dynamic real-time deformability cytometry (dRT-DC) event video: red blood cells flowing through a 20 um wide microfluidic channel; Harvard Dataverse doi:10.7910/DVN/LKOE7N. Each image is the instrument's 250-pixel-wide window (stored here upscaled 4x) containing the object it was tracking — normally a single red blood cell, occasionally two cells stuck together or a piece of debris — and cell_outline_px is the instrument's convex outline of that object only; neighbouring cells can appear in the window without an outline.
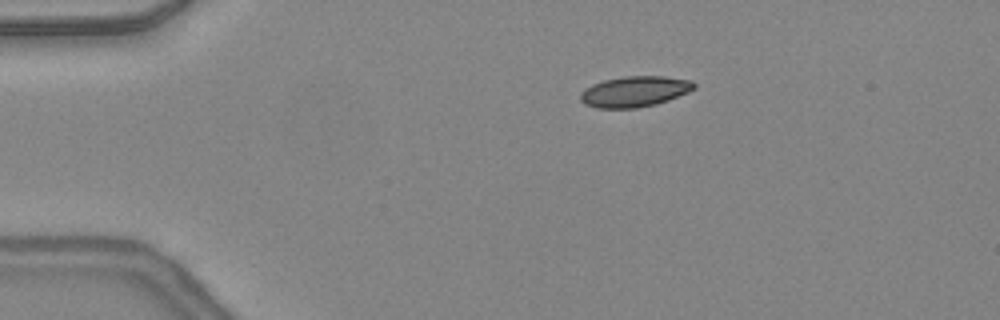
{"species": "common noctule bat (a hibernating species)", "species_latin": "Nyctalus noctula", "temperature_condition": "warm", "stored_images_in_passage": 39, "camera_frame_rate_fps": 3000, "um_per_image_px": 0.085, "animal": {"sex": "female", "body_mass_g": 24.6, "forearm_length_mm": 56.2}, "frame": {"image": 1, "passage_image": 1, "time_ms": 0.0, "image_size_px": [1000, 320], "cell_outline_px": [[696, 88], [688, 92], [668, 100], [656, 104], [636, 108], [596, 108], [584, 104], [580, 100], [580, 92], [584, 88], [592, 84], [604, 80], [624, 76], [664, 76], [692, 80], [696, 84]], "centroid_in_image_um": [53.93, 7.77], "position_along_channel_um": 31.1, "area_um2": 20.52}}
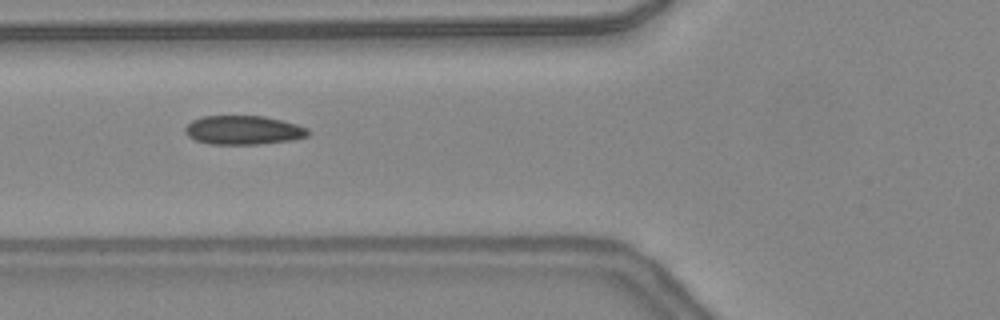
{"frame": {"image": 2, "passage_image": 10, "time_ms": 3.0, "image_size_px": [1000, 320], "cell_outline_px": [[308, 136], [292, 140], [256, 144], [208, 144], [196, 140], [188, 136], [184, 132], [184, 128], [192, 120], [200, 116], [264, 116], [296, 124], [308, 128]], "centroid_in_image_um": [20.65, 11.06], "position_along_channel_um": 105.2, "area_um2": 20.69}}
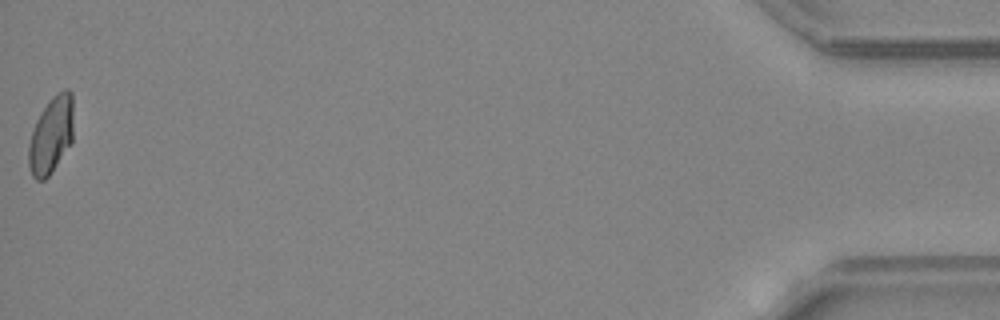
{"frame": {"image": 3, "passage_image": 39, "time_ms": 12.667, "image_size_px": [1000, 320], "cell_outline_px": [[72, 140], [52, 172], [44, 180], [36, 180], [32, 176], [28, 164], [28, 144], [36, 120], [40, 112], [52, 96], [64, 88], [68, 88], [72, 92]], "centroid_in_image_um": [4.33, 11.47], "position_along_channel_um": 430.9, "area_um2": 20.06}, "authors_computed_cell_mechanics": {"area_um2": 20.3456, "velocity_mm_per_s": 4.3878, "shape_relaxation_time_tau1_ms": null, "shape_relaxation_time_tau2_ms": 1.7617, "deformation_change_tau1": null, "deformation_change_tau2": 0.0425}}